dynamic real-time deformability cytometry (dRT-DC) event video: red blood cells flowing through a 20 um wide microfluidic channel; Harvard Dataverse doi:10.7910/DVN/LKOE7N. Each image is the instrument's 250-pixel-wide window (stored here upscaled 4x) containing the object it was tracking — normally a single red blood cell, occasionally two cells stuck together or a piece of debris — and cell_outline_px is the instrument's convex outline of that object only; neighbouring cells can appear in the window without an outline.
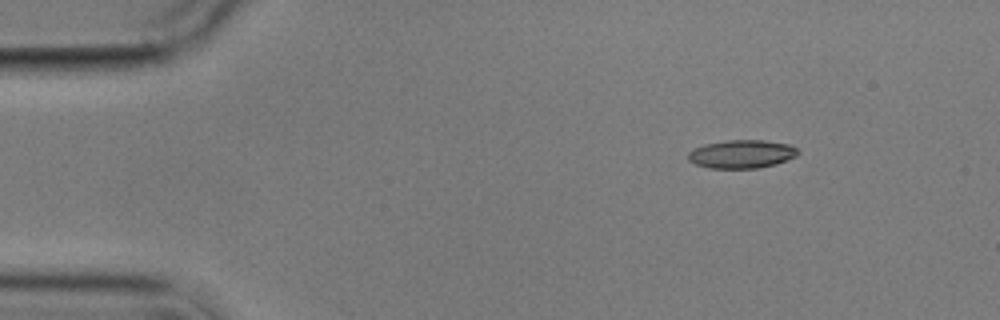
{"species": "common noctule bat (a hibernating species)", "species_latin": "Nyctalus noctula", "temperature_condition": "cold", "stored_images_in_passage": 9, "camera_frame_rate_fps": 3000, "um_per_image_px": 0.085, "animal": {"sex": "male", "body_mass_g": 17.9}, "frame": {"image": 1, "passage_image": 1, "time_ms": 0.0, "image_size_px": [1000, 320], "cell_outline_px": [[800, 152], [796, 156], [776, 164], [756, 168], [708, 168], [696, 164], [688, 160], [688, 152], [704, 144], [724, 140], [764, 140], [792, 144]], "centroid_in_image_um": [63.06, 13.08], "position_along_channel_um": 21.9, "area_um2": 18.21}}
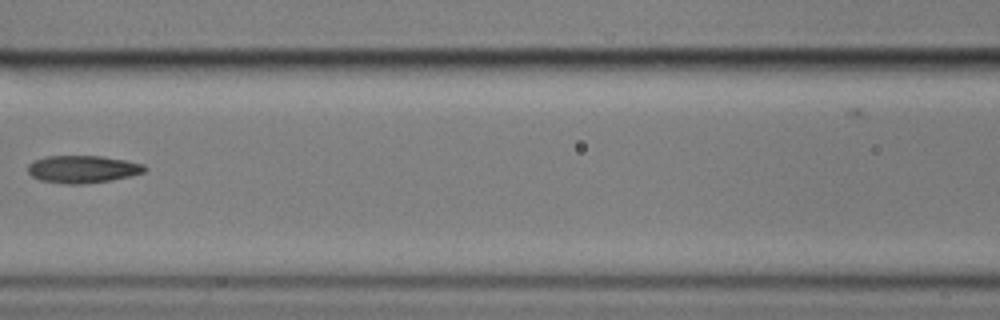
{"frame": {"image": 2, "passage_image": 6, "time_ms": 6.0, "image_size_px": [1000, 320], "cell_outline_px": [[148, 168], [144, 172], [132, 176], [112, 180], [84, 184], [64, 184], [40, 180], [32, 176], [28, 172], [28, 164], [32, 160], [44, 156], [104, 156], [144, 164]], "centroid_in_image_um": [7.02, 14.38], "position_along_channel_um": 159.6, "area_um2": 18.96}}
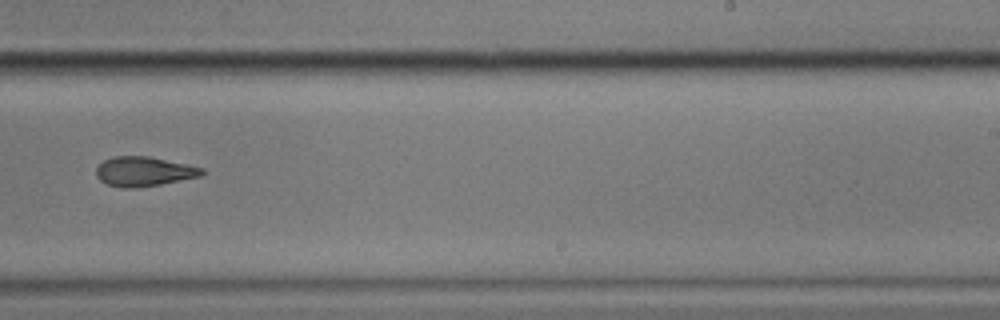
{"frame": {"image": 3, "passage_image": 9, "time_ms": 9.333, "image_size_px": [1000, 320], "cell_outline_px": [[204, 172], [200, 176], [160, 184], [136, 188], [120, 188], [108, 184], [100, 180], [96, 176], [96, 168], [104, 160], [112, 156], [148, 156], [204, 168]], "centroid_in_image_um": [12.19, 14.57], "position_along_channel_um": 276.8, "area_um2": 18.09}}